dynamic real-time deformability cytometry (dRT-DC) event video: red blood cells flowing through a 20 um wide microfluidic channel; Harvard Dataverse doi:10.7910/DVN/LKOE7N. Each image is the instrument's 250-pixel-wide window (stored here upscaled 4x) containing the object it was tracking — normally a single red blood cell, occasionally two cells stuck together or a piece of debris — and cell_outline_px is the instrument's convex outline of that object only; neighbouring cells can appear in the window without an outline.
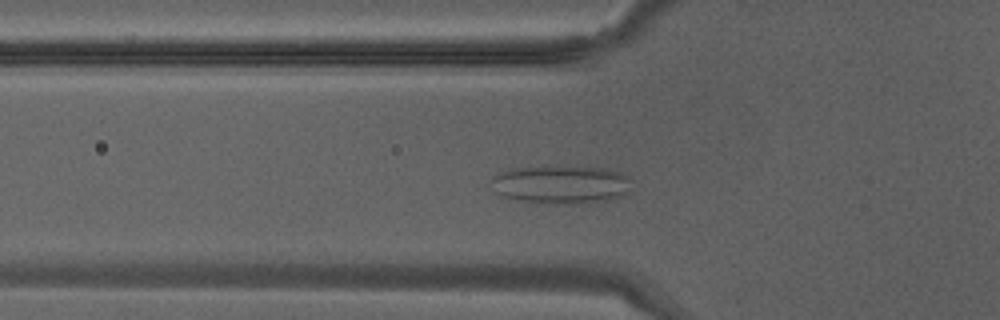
{"species": "Egyptian fruit bat (a non-hibernating species)", "species_latin": "Rousettus aegyptiacus", "temperature_condition": "warm", "stored_images_in_passage": 37, "camera_frame_rate_fps": 3000, "um_per_image_px": 0.085, "animal": {"sex": "male"}, "frame": {"image": 1, "passage_image": 11, "time_ms": 3.333, "image_size_px": [1000, 320], "cell_outline_px": [[632, 192], [608, 200], [588, 204], [520, 200], [500, 196], [496, 192], [492, 180], [500, 172], [516, 168], [604, 168], [628, 176], [632, 180]], "centroid_in_image_um": [47.79, 15.71], "position_along_channel_um": 78.0, "area_um2": 30.4}}
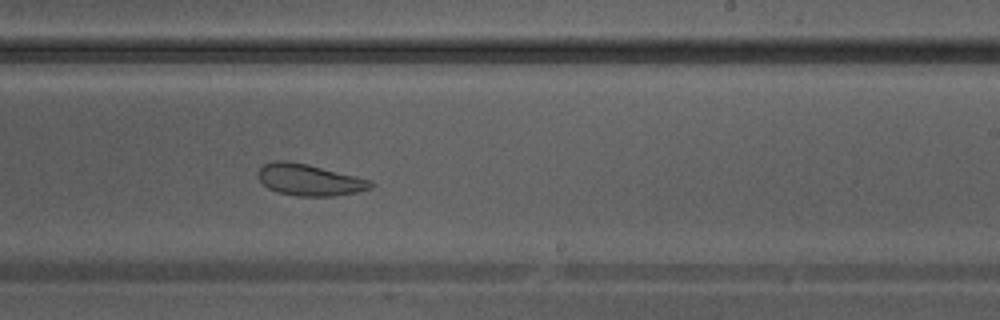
{"frame": {"image": 2, "passage_image": 22, "time_ms": 7.0, "image_size_px": [1000, 320], "cell_outline_px": [[372, 188], [356, 192], [332, 196], [296, 196], [276, 192], [268, 188], [256, 176], [256, 172], [264, 164], [272, 160], [288, 160], [308, 164], [372, 180]], "centroid_in_image_um": [26.25, 15.28], "position_along_channel_um": 262.8, "area_um2": 20.87}}